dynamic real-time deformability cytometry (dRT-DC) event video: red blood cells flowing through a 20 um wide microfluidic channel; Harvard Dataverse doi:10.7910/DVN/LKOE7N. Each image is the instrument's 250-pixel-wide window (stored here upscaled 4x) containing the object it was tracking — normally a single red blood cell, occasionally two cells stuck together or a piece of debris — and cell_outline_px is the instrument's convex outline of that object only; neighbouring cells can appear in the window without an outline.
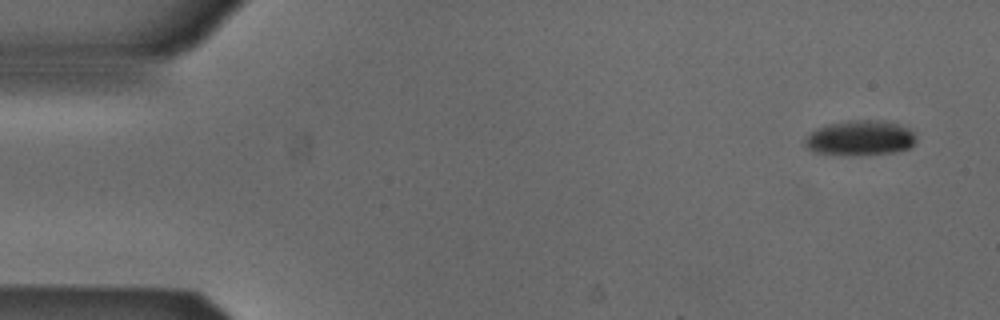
{"species": "Egyptian fruit bat (a non-hibernating species)", "species_latin": "Rousettus aegyptiacus", "temperature_condition": "cold", "stored_images_in_passage": 5, "camera_frame_rate_fps": 3000, "um_per_image_px": 0.085, "animal": {"sex": "male"}, "frame": {"image": 1, "passage_image": 1, "time_ms": 0.0, "image_size_px": [1000, 320], "cell_outline_px": [[916, 140], [908, 148], [896, 152], [852, 156], [848, 156], [812, 152], [808, 148], [804, 140], [812, 132], [828, 124], [860, 120], [868, 120], [896, 124], [908, 128], [912, 132]], "centroid_in_image_um": [73.09, 11.77], "position_along_channel_um": 11.9, "area_um2": 22.25}}
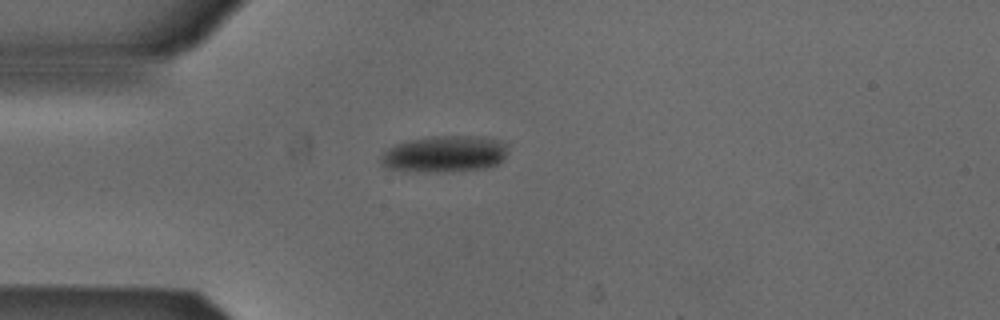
{"frame": {"image": 2, "passage_image": 4, "time_ms": 1.0, "image_size_px": [1000, 320], "cell_outline_px": [[508, 152], [504, 160], [496, 164], [484, 168], [444, 172], [400, 172], [384, 168], [380, 164], [380, 156], [388, 148], [396, 144], [412, 140], [432, 136], [484, 136], [500, 140], [508, 144]], "centroid_in_image_um": [37.78, 13.11], "position_along_channel_um": 47.2, "area_um2": 27.69}}